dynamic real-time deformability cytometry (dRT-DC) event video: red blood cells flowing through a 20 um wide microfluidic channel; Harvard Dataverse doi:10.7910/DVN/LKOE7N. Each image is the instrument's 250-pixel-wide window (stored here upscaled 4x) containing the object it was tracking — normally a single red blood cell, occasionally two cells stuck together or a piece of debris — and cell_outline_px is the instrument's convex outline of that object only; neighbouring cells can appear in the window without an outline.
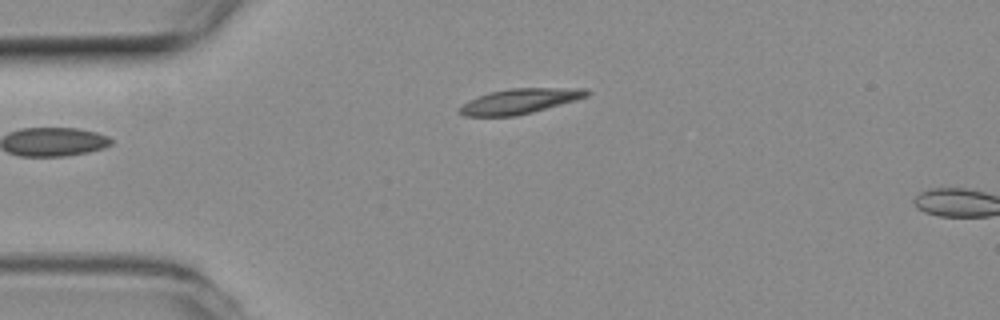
{"species": "common noctule bat (a hibernating species)", "species_latin": "Nyctalus noctula", "temperature_condition": "room temperature", "stored_images_in_passage": 3, "camera_frame_rate_fps": 3000, "um_per_image_px": 0.085, "animal": {"sex": "female", "body_mass_g": 19.3, "forearm_length_mm": 54.1}, "frame": {"image": 1, "passage_image": 1, "time_ms": 0.0, "image_size_px": [1000, 320], "cell_outline_px": [[592, 92], [588, 96], [532, 112], [516, 116], [464, 116], [456, 112], [456, 108], [468, 100], [488, 92], [512, 88], [584, 88]], "centroid_in_image_um": [44.1, 8.6], "position_along_channel_um": 40.9, "area_um2": 18.67}}